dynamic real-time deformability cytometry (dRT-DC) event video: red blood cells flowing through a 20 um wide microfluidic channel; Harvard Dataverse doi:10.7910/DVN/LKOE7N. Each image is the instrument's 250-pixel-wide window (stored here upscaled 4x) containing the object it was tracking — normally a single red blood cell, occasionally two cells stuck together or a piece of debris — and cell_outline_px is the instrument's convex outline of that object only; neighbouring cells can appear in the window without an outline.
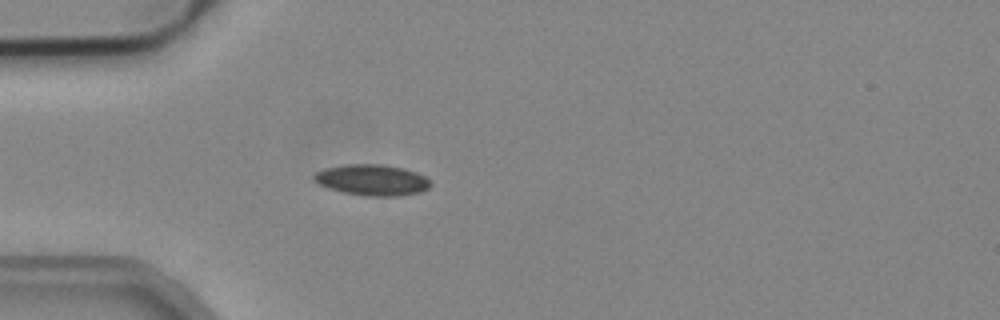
{"species": "common noctule bat (a hibernating species)", "species_latin": "Nyctalus noctula", "temperature_condition": "cold", "stored_images_in_passage": 2, "camera_frame_rate_fps": 3000, "um_per_image_px": 0.085, "animal": {"sex": "male", "body_mass_g": 19.2, "forearm_length_mm": 51.8}, "frame": {"image": 1, "passage_image": 2, "time_ms": 0.333, "image_size_px": [1000, 320], "cell_outline_px": [[432, 184], [428, 188], [420, 192], [400, 196], [368, 196], [344, 192], [328, 188], [312, 180], [312, 176], [316, 172], [324, 168], [344, 164], [384, 164], [404, 168], [416, 172], [424, 176]], "centroid_in_image_um": [31.61, 15.29], "position_along_channel_um": 53.4, "area_um2": 21.15}}